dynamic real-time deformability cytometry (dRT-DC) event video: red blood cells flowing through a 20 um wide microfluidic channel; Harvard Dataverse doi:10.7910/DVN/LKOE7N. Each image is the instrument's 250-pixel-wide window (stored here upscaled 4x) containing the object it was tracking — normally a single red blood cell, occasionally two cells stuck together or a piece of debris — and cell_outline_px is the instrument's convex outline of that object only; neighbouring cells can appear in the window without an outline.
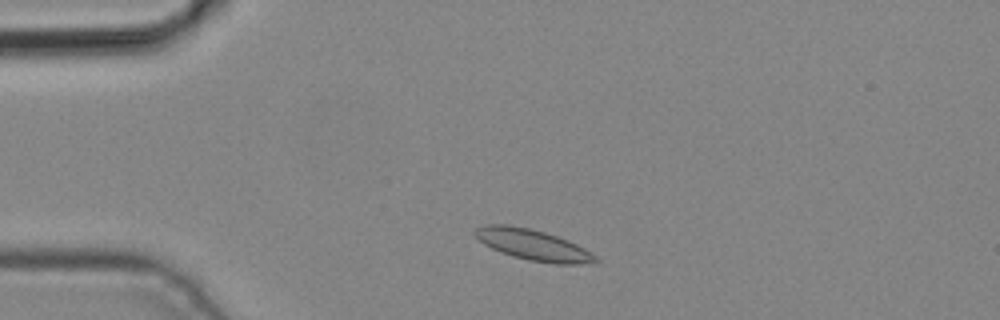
{"species": "common noctule bat (a hibernating species)", "species_latin": "Nyctalus noctula", "temperature_condition": "cold", "stored_images_in_passage": 5, "camera_frame_rate_fps": 3000, "um_per_image_px": 0.085, "animal": {"sex": "male", "body_mass_g": 19.2, "forearm_length_mm": 51.8}, "frame": {"image": 1, "passage_image": 2, "time_ms": 0.333, "image_size_px": [1000, 320], "cell_outline_px": [[600, 260], [592, 264], [552, 264], [528, 260], [512, 256], [492, 248], [484, 244], [472, 232], [476, 228], [484, 224], [508, 224], [528, 228], [544, 232], [556, 236], [576, 244], [584, 248], [596, 256]], "centroid_in_image_um": [45.31, 20.82], "position_along_channel_um": 39.7, "area_um2": 21.68}}
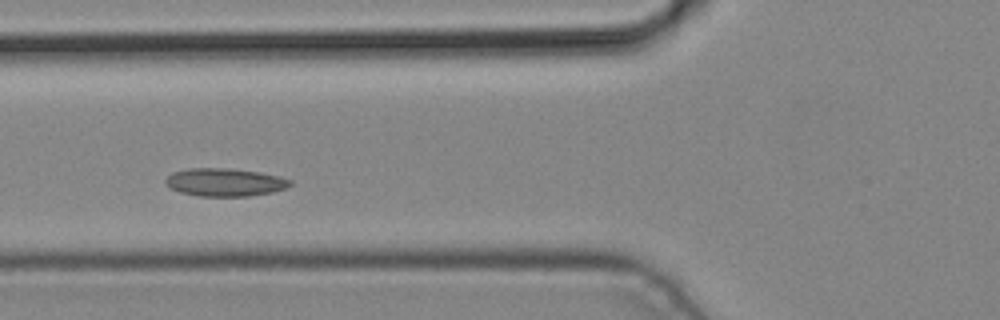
{"frame": {"image": 2, "passage_image": 4, "time_ms": 1.0, "image_size_px": [1000, 320], "cell_outline_px": [[292, 184], [284, 188], [272, 192], [248, 196], [196, 196], [180, 192], [164, 184], [164, 180], [172, 172], [188, 168], [228, 168], [260, 172], [280, 176], [292, 180]], "centroid_in_image_um": [19.09, 15.48], "position_along_channel_um": 106.7, "area_um2": 20.4}}
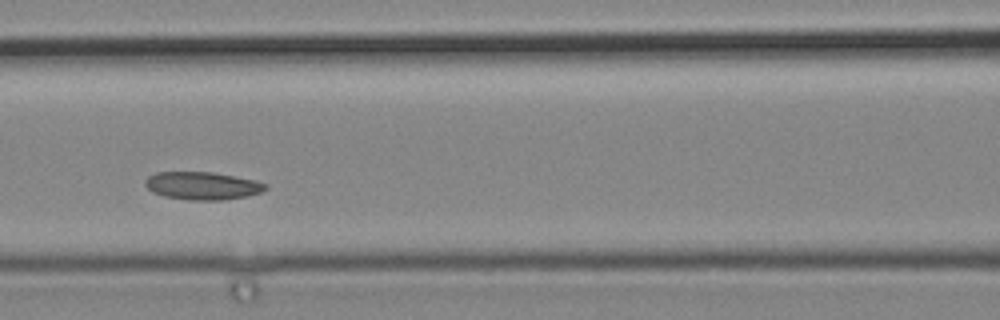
{"frame": {"image": 3, "passage_image": 5, "time_ms": 1.333, "image_size_px": [1000, 320], "cell_outline_px": [[268, 188], [260, 192], [244, 196], [224, 200], [192, 200], [164, 196], [152, 192], [144, 184], [144, 180], [148, 176], [156, 172], [212, 172], [256, 180], [268, 184]], "centroid_in_image_um": [17.19, 15.78], "position_along_channel_um": 149.4, "area_um2": 19.48}}